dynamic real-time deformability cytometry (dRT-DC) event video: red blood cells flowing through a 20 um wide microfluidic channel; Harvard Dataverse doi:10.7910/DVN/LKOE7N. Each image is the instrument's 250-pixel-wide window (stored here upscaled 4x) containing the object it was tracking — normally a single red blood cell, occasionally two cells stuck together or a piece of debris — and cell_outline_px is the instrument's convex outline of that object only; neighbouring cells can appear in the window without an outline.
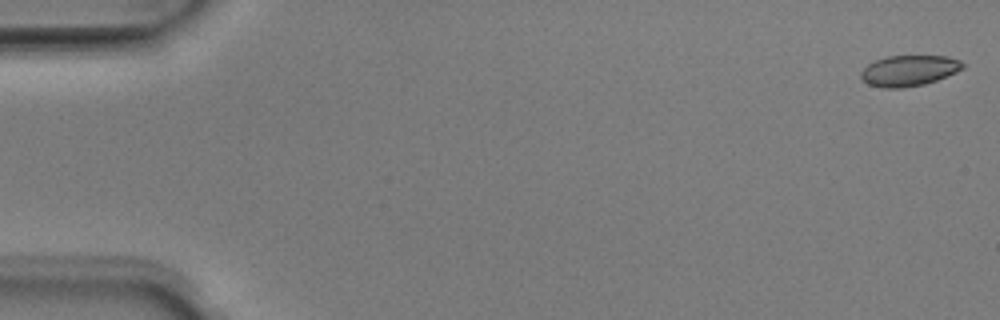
{"species": "Egyptian fruit bat (a non-hibernating species)", "species_latin": "Rousettus aegyptiacus", "temperature_condition": "room temperature", "stored_images_in_passage": 51, "camera_frame_rate_fps": 3000, "um_per_image_px": 0.085, "animal": {"sex": "male"}, "frame": {"image": 1, "passage_image": 1, "time_ms": 0.0, "image_size_px": [1000, 320], "cell_outline_px": [[964, 68], [956, 72], [936, 80], [924, 84], [904, 88], [884, 88], [868, 84], [860, 80], [860, 72], [868, 64], [876, 60], [888, 56], [948, 56], [960, 60], [964, 64]], "centroid_in_image_um": [77.24, 6.01], "position_along_channel_um": 7.8, "area_um2": 18.32}}
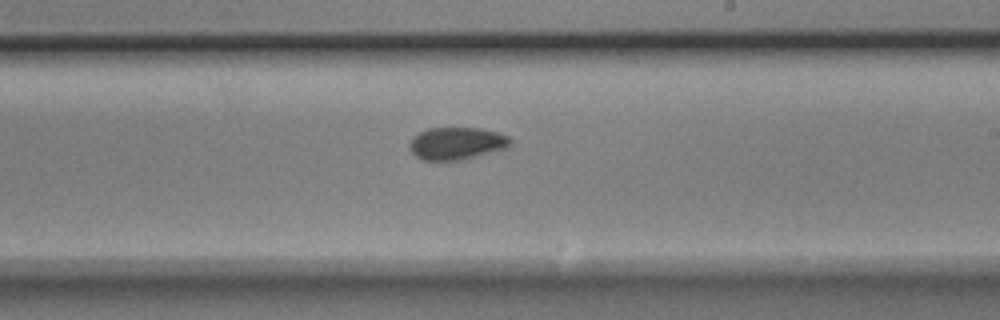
{"frame": {"image": 2, "passage_image": 30, "time_ms": 9.667, "image_size_px": [1000, 320], "cell_outline_px": [[512, 144], [508, 148], [460, 160], [420, 160], [408, 148], [408, 144], [412, 136], [428, 128], [480, 128], [500, 132], [508, 136], [512, 140]], "centroid_in_image_um": [38.82, 12.18], "position_along_channel_um": 250.2, "area_um2": 19.31}}
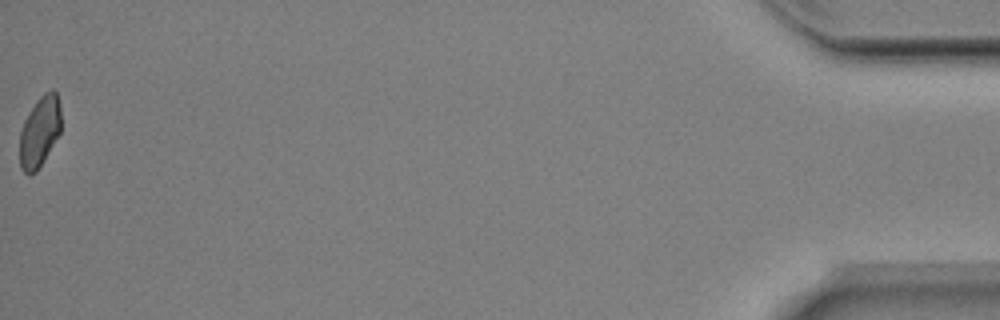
{"frame": {"image": 3, "passage_image": 51, "time_ms": 16.667, "image_size_px": [1000, 320], "cell_outline_px": [[60, 132], [36, 172], [28, 176], [20, 168], [20, 132], [24, 120], [28, 112], [36, 100], [44, 92], [52, 88], [56, 92], [60, 108]], "centroid_in_image_um": [3.35, 11.17], "position_along_channel_um": 431.9, "area_um2": 16.99}, "authors_computed_cell_mechanics": {"area_um2": 18.785, "velocity_mm_per_s": 4.0006, "shape_relaxation_time_tau1_ms": 2.7503, "shape_relaxation_time_tau2_ms": 3.9347, "deformation_change_tau1": 0.0808, "deformation_change_tau2": 0.0614}}